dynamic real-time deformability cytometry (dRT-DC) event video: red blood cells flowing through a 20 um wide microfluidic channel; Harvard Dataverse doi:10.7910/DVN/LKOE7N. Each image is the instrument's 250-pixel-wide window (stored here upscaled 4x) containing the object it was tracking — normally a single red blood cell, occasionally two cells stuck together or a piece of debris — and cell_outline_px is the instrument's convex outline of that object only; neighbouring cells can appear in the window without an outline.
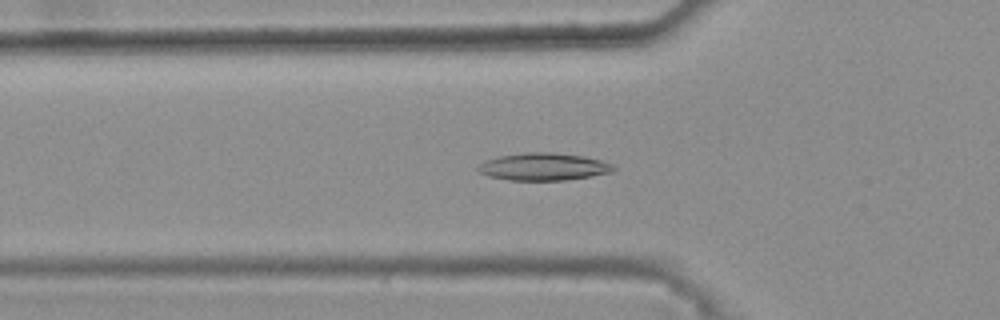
{"species": "common noctule bat (a hibernating species)", "species_latin": "Nyctalus noctula", "temperature_condition": "warm", "stored_images_in_passage": 44, "camera_frame_rate_fps": 3000, "um_per_image_px": 0.085, "animal": {"sex": "female", "body_mass_g": 25.1}, "frame": {"image": 1, "passage_image": 17, "time_ms": 5.333, "image_size_px": [1000, 320], "cell_outline_px": [[616, 168], [612, 172], [592, 176], [564, 180], [508, 180], [488, 176], [480, 172], [476, 168], [484, 160], [500, 156], [524, 152], [552, 152], [584, 156], [600, 160], [612, 164]], "centroid_in_image_um": [46.19, 14.17], "position_along_channel_um": 79.6, "area_um2": 21.68}}
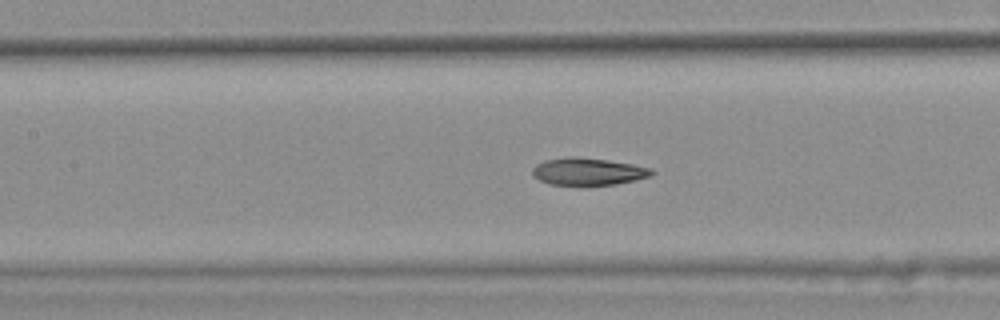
{"frame": {"image": 2, "passage_image": 23, "time_ms": 7.333, "image_size_px": [1000, 320], "cell_outline_px": [[656, 172], [652, 176], [636, 180], [616, 184], [588, 188], [580, 188], [548, 184], [532, 176], [532, 168], [536, 164], [544, 160], [576, 156], [608, 160], [632, 164], [652, 168]], "centroid_in_image_um": [49.98, 14.63], "position_along_channel_um": 157.4, "area_um2": 20.0}}
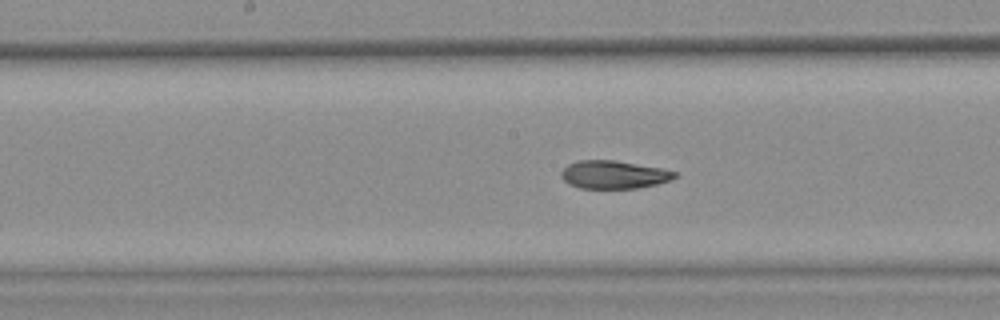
{"frame": {"image": 3, "passage_image": 26, "time_ms": 8.333, "image_size_px": [1000, 320], "cell_outline_px": [[676, 176], [672, 180], [656, 184], [636, 188], [580, 188], [568, 184], [560, 176], [560, 172], [568, 164], [576, 160], [612, 160], [660, 168], [676, 172]], "centroid_in_image_um": [52.12, 14.84], "position_along_channel_um": 196.1, "area_um2": 18.44}, "authors_computed_cell_mechanics": {"area_um2": 19.8543, "velocity_mm_per_s": 3.869, "shape_relaxation_time_tau1_ms": 8.0539, "shape_relaxation_time_tau2_ms": 1.7285, "deformation_change_tau1": 0.226, "deformation_change_tau2": 0.0753}}